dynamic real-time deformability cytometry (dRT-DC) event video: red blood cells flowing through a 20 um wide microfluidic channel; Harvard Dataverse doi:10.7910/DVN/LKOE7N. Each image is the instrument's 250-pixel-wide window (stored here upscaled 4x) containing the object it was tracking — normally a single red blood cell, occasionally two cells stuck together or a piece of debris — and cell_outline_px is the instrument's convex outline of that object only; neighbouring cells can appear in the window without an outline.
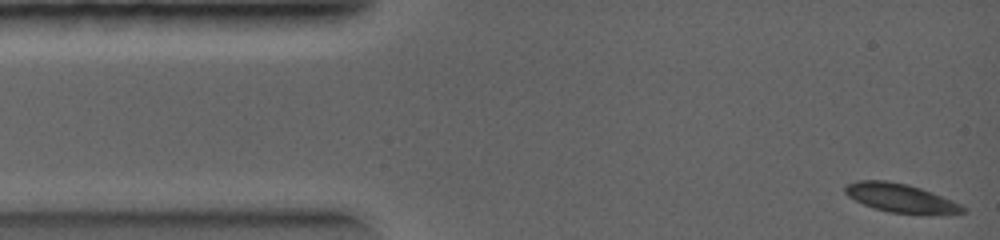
{"species": "common noctule bat (a hibernating species)", "species_latin": "Nyctalus noctula", "temperature_condition": "warm", "stored_images_in_passage": 15, "camera_frame_rate_fps": 5000, "um_per_image_px": 0.085, "animal": {"sex": "female", "body_mass_g": 19.0, "forearm_length_mm": 56.7}, "frame": {"image": 1, "passage_image": 1, "time_ms": 0.0, "image_size_px": [1000, 240], "cell_outline_px": [[968, 208], [964, 212], [888, 212], [864, 204], [848, 196], [844, 192], [844, 188], [848, 184], [860, 180], [884, 180], [908, 184], [932, 192], [952, 200]], "centroid_in_image_um": [76.49, 16.78], "position_along_channel_um": 8.5, "area_um2": 18.84}}
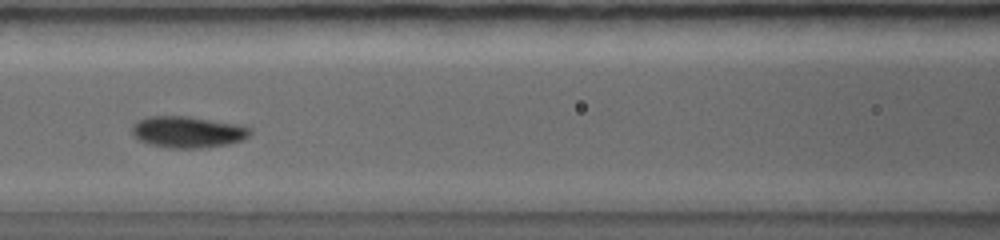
{"frame": {"image": 2, "passage_image": 12, "time_ms": 3.6, "image_size_px": [1000, 240], "cell_outline_px": [[252, 132], [248, 136], [240, 140], [228, 144], [200, 148], [168, 148], [152, 144], [140, 140], [132, 132], [132, 124], [136, 120], [148, 116], [188, 116], [244, 124], [252, 128]], "centroid_in_image_um": [16.0, 11.19], "position_along_channel_um": 150.6, "area_um2": 21.85}}
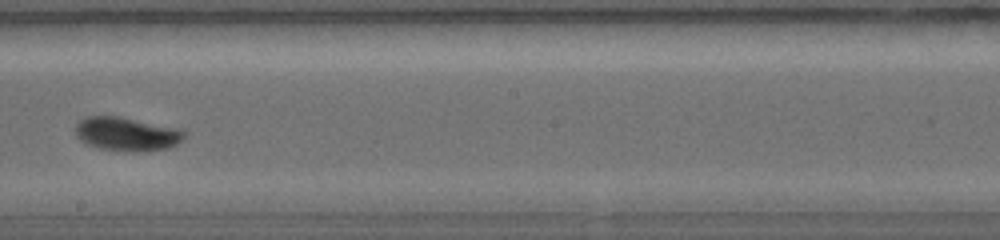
{"frame": {"image": 3, "passage_image": 15, "time_ms": 5.0, "image_size_px": [1000, 240], "cell_outline_px": [[184, 136], [176, 144], [168, 148], [140, 152], [100, 148], [88, 144], [80, 140], [76, 136], [76, 124], [80, 120], [88, 116], [116, 116], [180, 128], [184, 132]], "centroid_in_image_um": [10.76, 11.38], "position_along_channel_um": 237.4, "area_um2": 21.1}}